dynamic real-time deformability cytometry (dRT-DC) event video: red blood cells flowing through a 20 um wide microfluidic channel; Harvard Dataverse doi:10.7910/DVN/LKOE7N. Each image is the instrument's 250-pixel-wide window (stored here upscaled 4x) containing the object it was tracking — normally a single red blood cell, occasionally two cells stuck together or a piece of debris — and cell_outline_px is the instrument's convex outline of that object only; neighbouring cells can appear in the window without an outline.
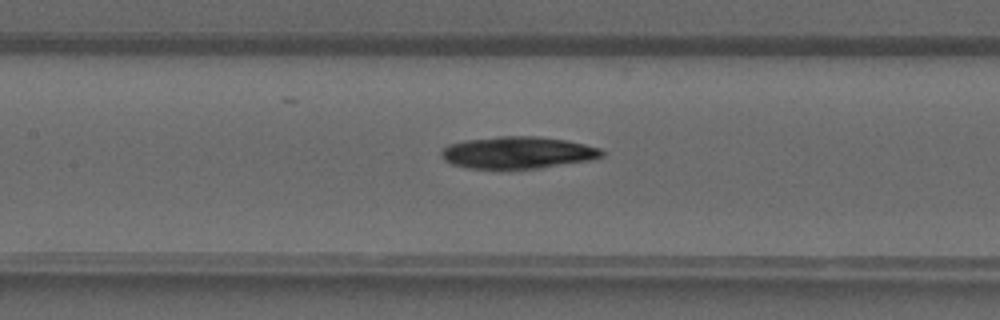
{"species": "common noctule bat (a hibernating species)", "species_latin": "Nyctalus noctula", "temperature_condition": "warm", "stored_images_in_passage": 26, "camera_frame_rate_fps": 3000, "um_per_image_px": 0.085, "animal": {"sex": "male", "forearm_length_mm": 52.5}, "frame": {"image": 1, "passage_image": 8, "time_ms": 2.333, "image_size_px": [1000, 320], "cell_outline_px": [[604, 156], [592, 160], [540, 168], [468, 168], [452, 164], [444, 160], [440, 156], [440, 152], [448, 144], [464, 140], [500, 136], [536, 136], [564, 140], [584, 144], [600, 148], [604, 152]], "centroid_in_image_um": [44.0, 12.97], "position_along_channel_um": 163.4, "area_um2": 29.94}}
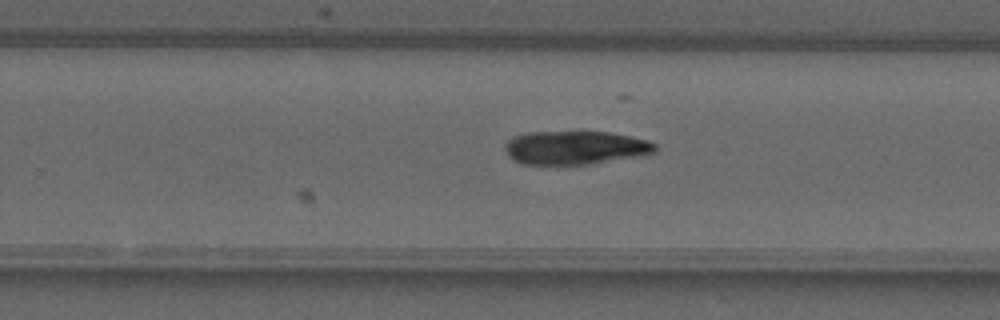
{"frame": {"image": 2, "passage_image": 15, "time_ms": 4.667, "image_size_px": [1000, 320], "cell_outline_px": [[656, 152], [640, 156], [592, 164], [524, 164], [512, 160], [508, 156], [504, 148], [504, 144], [508, 140], [516, 136], [528, 132], [580, 128], [608, 132], [648, 140], [656, 144]], "centroid_in_image_um": [48.88, 12.5], "position_along_channel_um": 280.9, "area_um2": 30.52}}
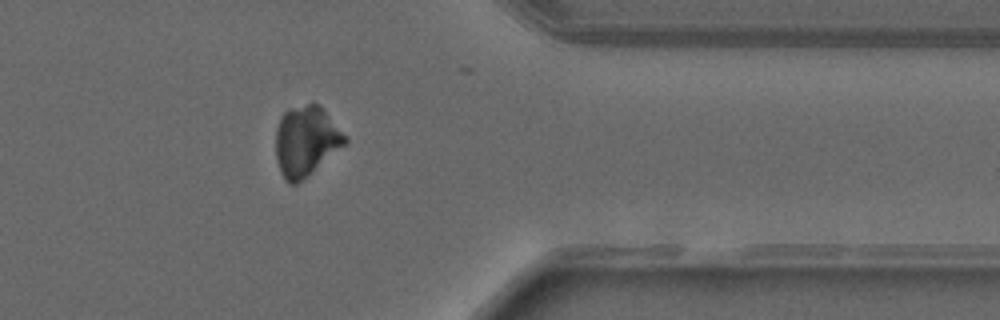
{"frame": {"image": 3, "passage_image": 22, "time_ms": 7.0, "image_size_px": [1000, 320], "cell_outline_px": [[348, 140], [344, 144], [296, 184], [288, 184], [284, 180], [280, 172], [276, 156], [276, 128], [280, 116], [288, 108], [312, 100], [320, 104], [348, 136]], "centroid_in_image_um": [25.99, 11.9], "position_along_channel_um": 385.4, "area_um2": 28.5}}